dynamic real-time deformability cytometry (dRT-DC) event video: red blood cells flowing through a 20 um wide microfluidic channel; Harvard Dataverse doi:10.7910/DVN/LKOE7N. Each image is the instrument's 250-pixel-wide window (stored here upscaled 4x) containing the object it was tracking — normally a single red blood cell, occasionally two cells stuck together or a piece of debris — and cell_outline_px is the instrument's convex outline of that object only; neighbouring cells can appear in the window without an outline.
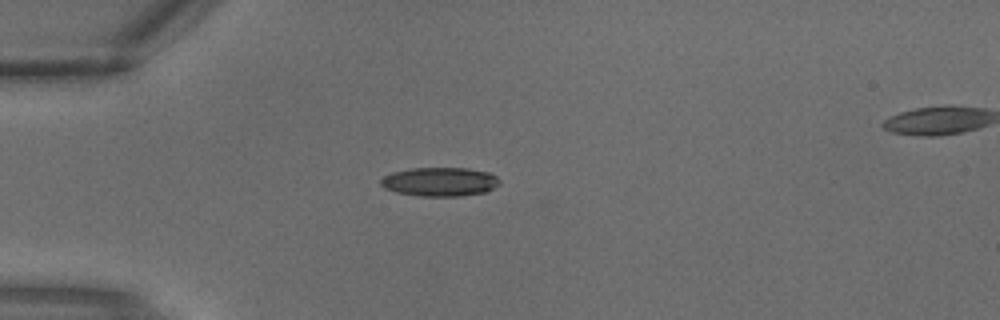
{"species": "common noctule bat (a hibernating species)", "species_latin": "Nyctalus noctula", "temperature_condition": "warm", "stored_images_in_passage": 2, "segment_of_instrument_passage": [1, 2], "camera_frame_rate_fps": 3000, "um_per_image_px": 0.085, "animal": {"sex": "male", "body_mass_g": 18.8}, "frame": {"image": 1, "passage_image": 1, "time_ms": 0.0, "image_size_px": [1000, 320], "cell_outline_px": [[500, 184], [484, 192], [460, 196], [416, 196], [396, 192], [384, 188], [380, 184], [380, 180], [384, 176], [392, 172], [412, 168], [468, 168], [488, 172], [496, 176], [500, 180]], "centroid_in_image_um": [37.37, 15.45], "position_along_channel_um": 47.6, "area_um2": 20.06}}